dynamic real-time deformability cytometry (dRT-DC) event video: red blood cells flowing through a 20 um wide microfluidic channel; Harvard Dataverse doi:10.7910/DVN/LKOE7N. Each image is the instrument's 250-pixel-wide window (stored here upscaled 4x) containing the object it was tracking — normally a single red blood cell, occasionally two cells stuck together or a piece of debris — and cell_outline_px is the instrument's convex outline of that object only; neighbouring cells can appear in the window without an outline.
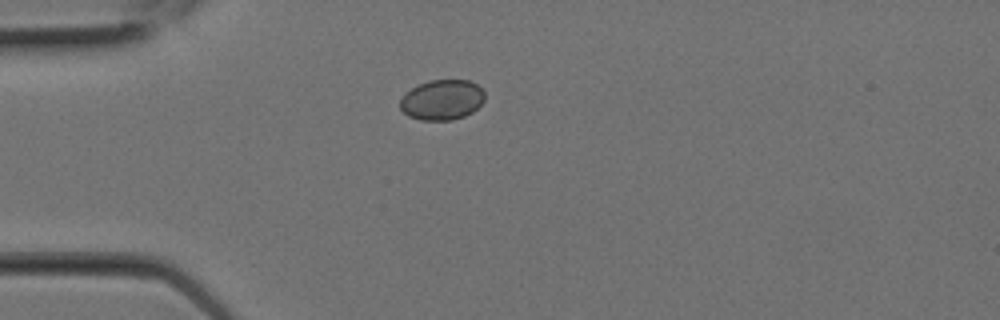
{"species": "Egyptian fruit bat (a non-hibernating species)", "species_latin": "Rousettus aegyptiacus", "temperature_condition": "room temperature", "stored_images_in_passage": 3, "camera_frame_rate_fps": 3000, "um_per_image_px": 0.085, "animal": {"sex": "female"}, "frame": {"image": 1, "passage_image": 1, "time_ms": 0.0, "image_size_px": [1000, 320], "cell_outline_px": [[484, 100], [472, 112], [464, 116], [452, 120], [420, 120], [408, 116], [400, 108], [400, 100], [412, 88], [420, 84], [432, 80], [468, 80], [476, 84], [484, 92]], "centroid_in_image_um": [37.58, 8.5], "position_along_channel_um": 47.4, "area_um2": 19.59}}
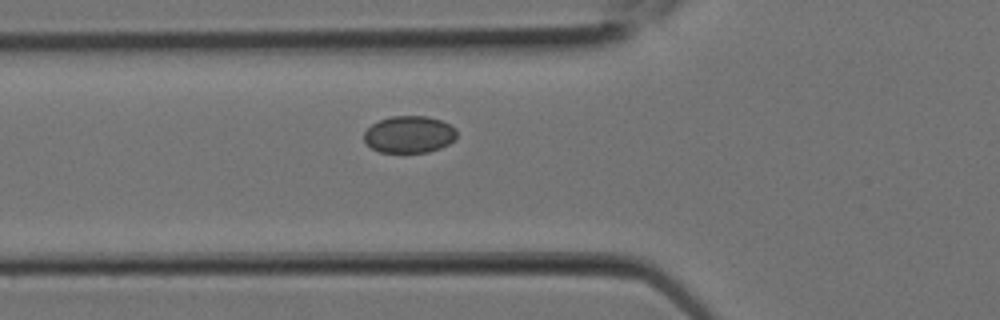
{"frame": {"image": 2, "passage_image": 3, "time_ms": 0.667, "image_size_px": [1000, 320], "cell_outline_px": [[456, 136], [448, 144], [440, 148], [428, 152], [380, 152], [372, 148], [364, 140], [364, 132], [372, 124], [380, 120], [392, 116], [428, 116], [440, 120], [456, 128]], "centroid_in_image_um": [34.78, 11.42], "position_along_channel_um": 91.0, "area_um2": 19.83}}